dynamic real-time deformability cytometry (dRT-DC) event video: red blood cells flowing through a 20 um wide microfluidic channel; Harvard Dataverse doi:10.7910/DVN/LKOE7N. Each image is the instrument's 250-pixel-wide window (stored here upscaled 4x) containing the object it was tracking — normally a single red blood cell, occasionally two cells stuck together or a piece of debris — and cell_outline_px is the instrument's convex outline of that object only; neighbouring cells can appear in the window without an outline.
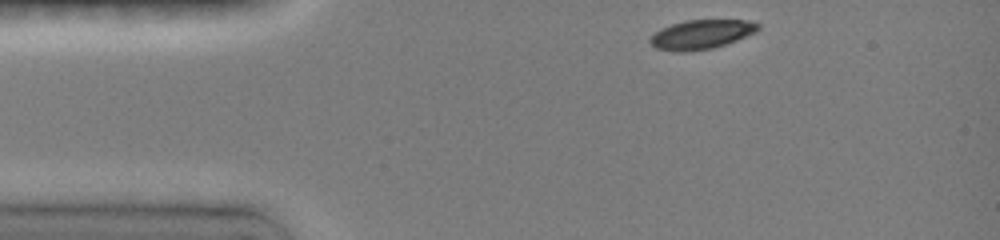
{"species": "common noctule bat (a hibernating species)", "species_latin": "Nyctalus noctula", "temperature_condition": "room temperature", "stored_images_in_passage": 36, "camera_frame_rate_fps": 3000, "um_per_image_px": 0.085, "animal": {"sex": "female", "body_mass_g": 19.0, "forearm_length_mm": 51.5}, "frame": {"image": 1, "passage_image": 1, "time_ms": 0.0, "image_size_px": [1000, 240], "cell_outline_px": [[760, 28], [756, 32], [736, 40], [712, 48], [656, 48], [648, 40], [656, 32], [672, 24], [684, 20], [748, 20], [760, 24]], "centroid_in_image_um": [59.72, 2.85], "position_along_channel_um": 25.3, "area_um2": 17.28}}
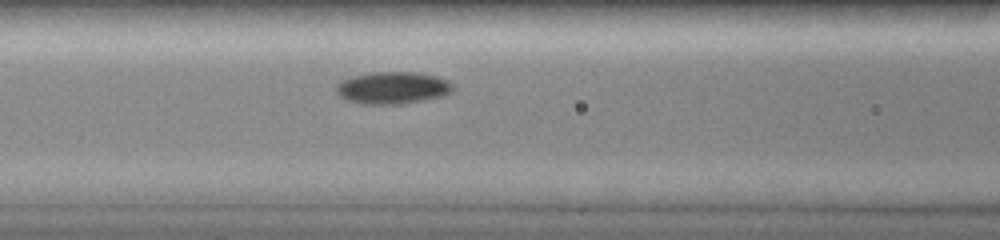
{"frame": {"image": 2, "passage_image": 13, "time_ms": 4.0, "image_size_px": [1000, 240], "cell_outline_px": [[452, 92], [444, 96], [396, 104], [360, 104], [344, 100], [336, 92], [336, 88], [344, 80], [356, 76], [372, 72], [416, 72], [436, 76], [448, 80], [452, 84]], "centroid_in_image_um": [33.39, 7.47], "position_along_channel_um": 133.2, "area_um2": 21.62}}
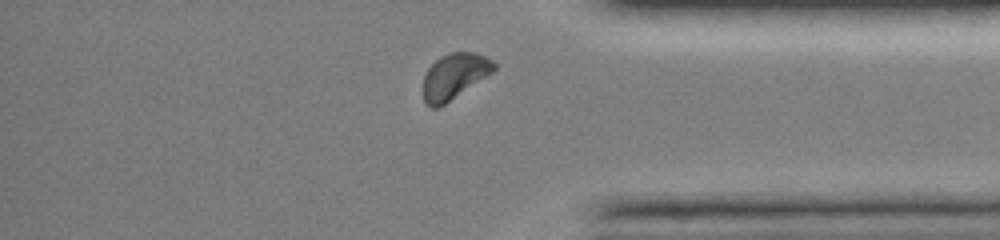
{"frame": {"image": 3, "passage_image": 33, "time_ms": 10.667, "image_size_px": [1000, 240], "cell_outline_px": [[496, 68], [492, 72], [444, 104], [436, 108], [432, 108], [424, 100], [424, 76], [428, 68], [440, 56], [452, 52], [476, 52], [492, 60], [496, 64]], "centroid_in_image_um": [38.62, 6.45], "position_along_channel_um": 396.6, "area_um2": 18.38}, "authors_computed_cell_mechanics": {"area_um2": 19.8543, "velocity_mm_per_s": 4.0073, "shape_relaxation_time_tau1_ms": 2.2944, "shape_relaxation_time_tau2_ms": null, "deformation_change_tau1": 0.0896, "deformation_change_tau2": null}}